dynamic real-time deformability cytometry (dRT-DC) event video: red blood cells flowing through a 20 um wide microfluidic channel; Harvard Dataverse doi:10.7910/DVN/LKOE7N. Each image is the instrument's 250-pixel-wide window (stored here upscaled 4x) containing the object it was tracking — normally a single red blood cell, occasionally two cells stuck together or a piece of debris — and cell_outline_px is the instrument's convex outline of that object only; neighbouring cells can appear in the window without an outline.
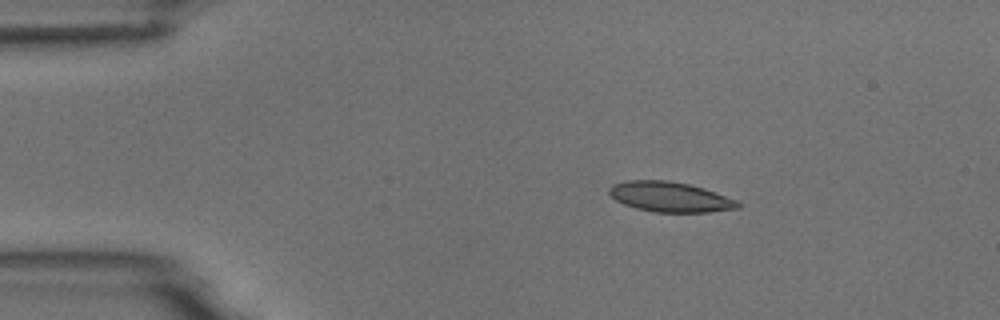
{"species": "common noctule bat (a hibernating species)", "species_latin": "Nyctalus noctula", "temperature_condition": "room temperature", "stored_images_in_passage": 4, "camera_frame_rate_fps": 3000, "um_per_image_px": 0.085, "animal": {"sex": "male", "body_mass_g": 18.8}, "frame": {"image": 1, "passage_image": 2, "time_ms": 1.0, "image_size_px": [1000, 320], "cell_outline_px": [[744, 204], [740, 208], [708, 212], [652, 212], [636, 208], [624, 204], [616, 200], [608, 192], [608, 188], [612, 184], [628, 180], [668, 180], [688, 184], [704, 188], [740, 200]], "centroid_in_image_um": [57.01, 16.74], "position_along_channel_um": 28.0, "area_um2": 22.89}}
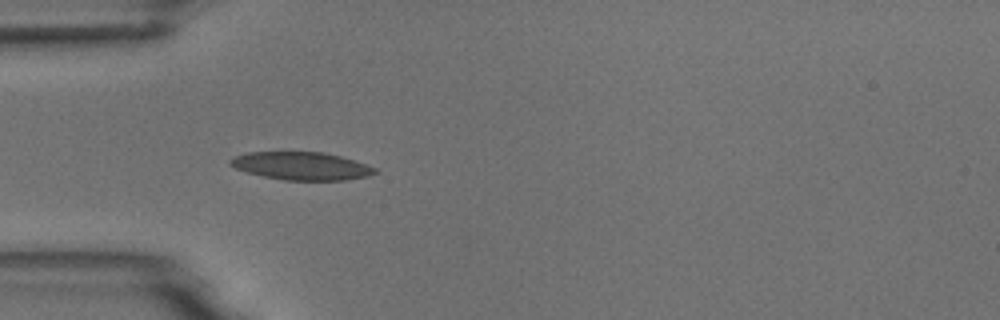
{"frame": {"image": 2, "passage_image": 4, "time_ms": 3.333, "image_size_px": [1000, 320], "cell_outline_px": [[380, 172], [368, 176], [344, 180], [284, 180], [264, 176], [248, 172], [236, 168], [228, 164], [228, 160], [236, 156], [248, 152], [324, 152], [340, 156], [376, 168]], "centroid_in_image_um": [25.62, 14.11], "position_along_channel_um": 59.4, "area_um2": 23.35}}